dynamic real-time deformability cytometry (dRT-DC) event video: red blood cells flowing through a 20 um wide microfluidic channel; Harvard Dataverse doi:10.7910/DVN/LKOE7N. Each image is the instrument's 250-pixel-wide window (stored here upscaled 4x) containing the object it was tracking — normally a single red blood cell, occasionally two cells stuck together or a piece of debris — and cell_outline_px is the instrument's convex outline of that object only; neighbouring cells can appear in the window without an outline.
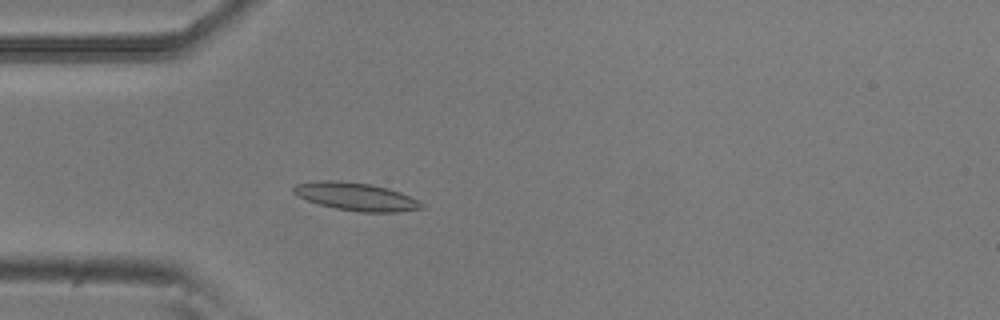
{"species": "common noctule bat (a hibernating species)", "species_latin": "Nyctalus noctula", "temperature_condition": "room temperature", "stored_images_in_passage": 4, "camera_frame_rate_fps": 3000, "um_per_image_px": 0.085, "animal": {"sex": "male", "body_mass_g": 20.5, "forearm_length_mm": 52.5}, "frame": {"image": 1, "passage_image": 4, "time_ms": 1.0, "image_size_px": [1000, 320], "cell_outline_px": [[424, 208], [400, 212], [360, 212], [336, 208], [320, 204], [308, 200], [292, 192], [292, 188], [296, 184], [320, 180], [336, 180], [368, 184], [388, 188], [400, 192], [424, 204]], "centroid_in_image_um": [30.27, 16.71], "position_along_channel_um": 54.7, "area_um2": 20.58}}